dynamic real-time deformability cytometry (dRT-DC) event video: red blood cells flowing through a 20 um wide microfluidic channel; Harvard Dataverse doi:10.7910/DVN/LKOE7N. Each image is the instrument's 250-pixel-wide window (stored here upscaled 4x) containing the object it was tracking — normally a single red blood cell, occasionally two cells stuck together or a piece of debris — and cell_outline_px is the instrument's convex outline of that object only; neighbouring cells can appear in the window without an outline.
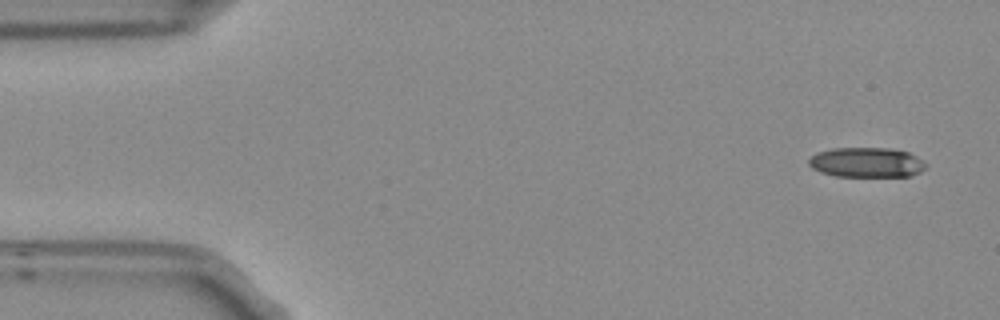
{"species": "Egyptian fruit bat (a non-hibernating species)", "species_latin": "Rousettus aegyptiacus", "temperature_condition": "room temperature", "stored_images_in_passage": 5, "camera_frame_rate_fps": 3000, "um_per_image_px": 0.085, "frame": {"image": 1, "passage_image": 1, "time_ms": 0.0, "image_size_px": [1000, 320], "cell_outline_px": [[928, 164], [920, 172], [912, 176], [836, 176], [820, 172], [812, 168], [808, 164], [808, 160], [816, 152], [832, 148], [888, 148], [908, 152], [924, 160]], "centroid_in_image_um": [73.66, 13.8], "position_along_channel_um": 11.3, "area_um2": 20.52}}
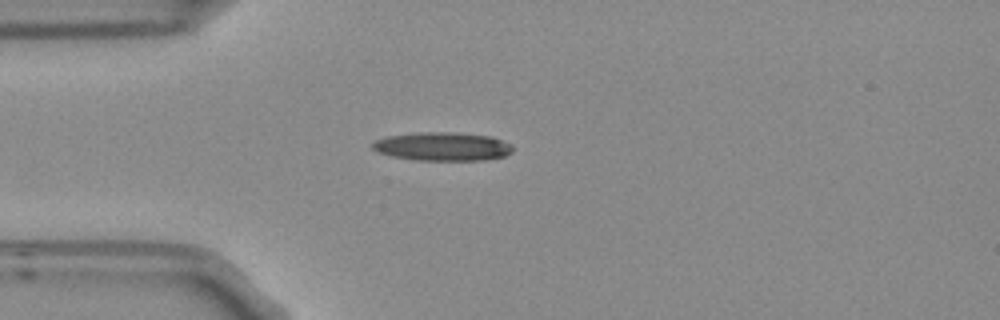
{"frame": {"image": 2, "passage_image": 4, "time_ms": 1.0, "image_size_px": [1000, 320], "cell_outline_px": [[512, 152], [504, 156], [484, 160], [416, 160], [392, 156], [376, 152], [372, 148], [372, 144], [376, 140], [388, 136], [420, 132], [452, 132], [488, 136], [500, 140], [508, 144], [512, 148]], "centroid_in_image_um": [37.57, 12.46], "position_along_channel_um": 47.4, "area_um2": 23.06}}